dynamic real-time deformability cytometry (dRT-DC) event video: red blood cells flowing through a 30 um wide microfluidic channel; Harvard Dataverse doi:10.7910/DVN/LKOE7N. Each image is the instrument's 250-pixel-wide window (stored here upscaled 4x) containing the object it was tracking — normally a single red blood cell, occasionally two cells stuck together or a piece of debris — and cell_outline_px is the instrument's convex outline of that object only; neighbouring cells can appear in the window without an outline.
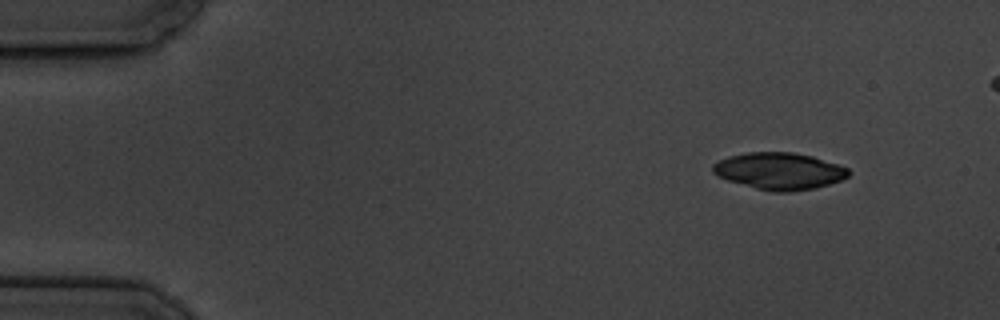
{"species": "common noctule bat (a hibernating species)", "species_latin": "Nyctalus noctula", "temperature_condition": "cold", "stored_images_in_passage": 5, "camera_frame_rate_fps": 3000, "um_per_image_px": 0.085, "animal": {"sex": "male", "body_mass_g": 19.5, "forearm_length_mm": 54.6}, "frame": {"image": 1, "passage_image": 1, "time_ms": 0.0, "image_size_px": [1000, 320], "cell_outline_px": [[852, 172], [848, 176], [840, 180], [816, 188], [792, 192], [772, 192], [756, 188], [728, 180], [716, 176], [712, 172], [712, 164], [728, 156], [748, 152], [792, 152], [812, 156], [848, 168]], "centroid_in_image_um": [66.23, 14.54], "position_along_channel_um": 18.8, "area_um2": 29.19}}